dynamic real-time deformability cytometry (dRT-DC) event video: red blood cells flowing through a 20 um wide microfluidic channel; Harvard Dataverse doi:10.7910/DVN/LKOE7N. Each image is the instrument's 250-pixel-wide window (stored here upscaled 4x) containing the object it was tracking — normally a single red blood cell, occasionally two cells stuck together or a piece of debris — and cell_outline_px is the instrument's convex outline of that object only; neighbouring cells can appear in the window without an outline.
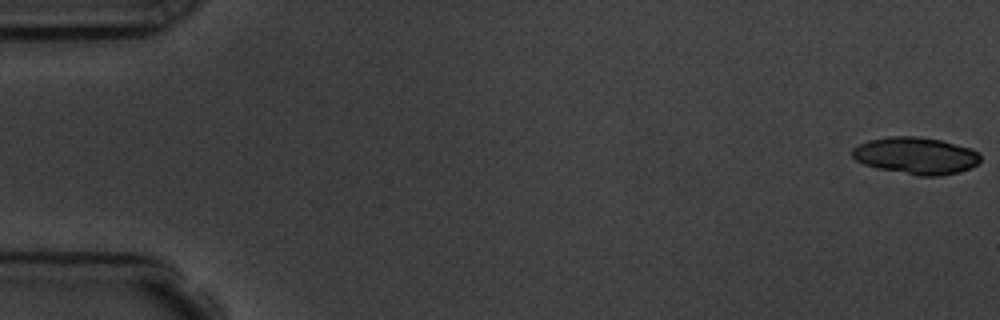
{"species": "common noctule bat (a hibernating species)", "species_latin": "Nyctalus noctula", "temperature_condition": "room temperature", "stored_images_in_passage": 5, "camera_frame_rate_fps": 3000, "um_per_image_px": 0.085, "animal": {"sex": "male", "body_mass_g": 19.5, "forearm_length_mm": 54.6}, "frame": {"image": 1, "passage_image": 1, "time_ms": 0.0, "image_size_px": [1000, 320], "cell_outline_px": [[980, 160], [972, 168], [960, 172], [940, 176], [920, 176], [876, 168], [864, 164], [856, 160], [852, 156], [852, 148], [868, 140], [888, 136], [916, 136], [944, 140], [972, 148], [980, 152]], "centroid_in_image_um": [77.88, 13.22], "position_along_channel_um": 7.1, "area_um2": 27.98}}